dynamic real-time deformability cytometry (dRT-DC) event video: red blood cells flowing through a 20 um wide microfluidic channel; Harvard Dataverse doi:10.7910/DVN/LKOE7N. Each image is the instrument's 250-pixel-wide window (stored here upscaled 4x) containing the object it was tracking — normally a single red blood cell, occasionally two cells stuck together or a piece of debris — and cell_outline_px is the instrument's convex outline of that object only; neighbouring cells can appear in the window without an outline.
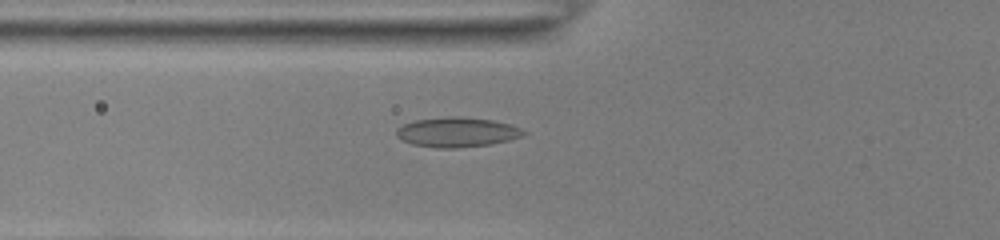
{"species": "common noctule bat (a hibernating species)", "species_latin": "Nyctalus noctula", "temperature_condition": "room temperature", "stored_images_in_passage": 46, "camera_frame_rate_fps": 3000, "um_per_image_px": 0.085, "animal": {"sex": "female", "body_mass_g": 22.0, "forearm_length_mm": 56.7}, "frame": {"image": 1, "passage_image": 13, "time_ms": 4.0, "image_size_px": [1000, 240], "cell_outline_px": [[528, 132], [524, 136], [492, 144], [456, 148], [436, 148], [412, 144], [396, 136], [396, 128], [404, 124], [416, 120], [448, 116], [460, 116], [492, 120], [512, 124]], "centroid_in_image_um": [38.88, 11.23], "position_along_channel_um": 86.9, "area_um2": 22.2}}
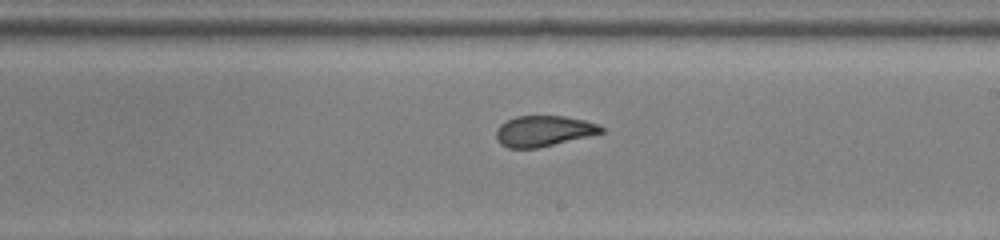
{"frame": {"image": 2, "passage_image": 25, "time_ms": 8.0, "image_size_px": [1000, 240], "cell_outline_px": [[604, 132], [536, 148], [508, 148], [500, 144], [496, 136], [496, 132], [500, 124], [516, 116], [564, 116], [584, 120], [600, 124], [604, 128]], "centroid_in_image_um": [46.2, 11.13], "position_along_channel_um": 242.8, "area_um2": 18.61}}
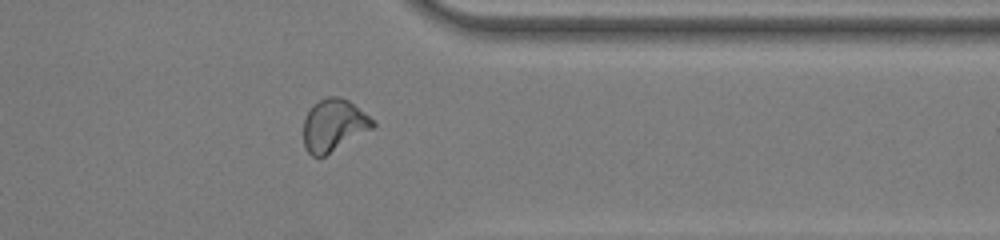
{"frame": {"image": 3, "passage_image": 36, "time_ms": 11.667, "image_size_px": [1000, 240], "cell_outline_px": [[376, 124], [372, 128], [324, 156], [312, 156], [308, 152], [304, 144], [304, 120], [308, 112], [320, 100], [328, 96], [340, 96], [348, 100], [376, 120]], "centroid_in_image_um": [28.39, 10.63], "position_along_channel_um": 383.0, "area_um2": 20.69}}